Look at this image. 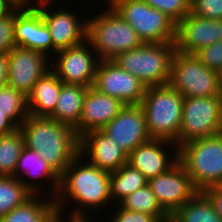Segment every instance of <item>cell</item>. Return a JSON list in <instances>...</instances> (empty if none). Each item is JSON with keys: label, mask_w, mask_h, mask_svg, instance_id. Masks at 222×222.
Wrapping results in <instances>:
<instances>
[{"label": "cell", "mask_w": 222, "mask_h": 222, "mask_svg": "<svg viewBox=\"0 0 222 222\" xmlns=\"http://www.w3.org/2000/svg\"><path fill=\"white\" fill-rule=\"evenodd\" d=\"M19 129L25 147L37 151L59 176L79 155V137L69 125L49 117L28 115Z\"/></svg>", "instance_id": "obj_2"}, {"label": "cell", "mask_w": 222, "mask_h": 222, "mask_svg": "<svg viewBox=\"0 0 222 222\" xmlns=\"http://www.w3.org/2000/svg\"><path fill=\"white\" fill-rule=\"evenodd\" d=\"M25 175L29 178L31 177L32 179L44 178L46 182L47 180L51 181L50 185H52L53 191L52 194L49 196H51V198H56L60 186V176L50 167V165L43 158H41V155L37 151L28 149L27 147H24L21 152V155L17 162V167L15 169L14 177L18 178L33 195H38L39 193H41L43 196V193L39 191V189H42L41 186H39L37 183H34V180H26ZM30 181H32L33 183H31Z\"/></svg>", "instance_id": "obj_21"}, {"label": "cell", "mask_w": 222, "mask_h": 222, "mask_svg": "<svg viewBox=\"0 0 222 222\" xmlns=\"http://www.w3.org/2000/svg\"><path fill=\"white\" fill-rule=\"evenodd\" d=\"M118 205L126 210L154 215L162 222H170V215L161 207L148 184L126 196Z\"/></svg>", "instance_id": "obj_27"}, {"label": "cell", "mask_w": 222, "mask_h": 222, "mask_svg": "<svg viewBox=\"0 0 222 222\" xmlns=\"http://www.w3.org/2000/svg\"><path fill=\"white\" fill-rule=\"evenodd\" d=\"M88 216H69L68 217V221L64 218H62V222H92L93 220H90L89 217L87 218Z\"/></svg>", "instance_id": "obj_40"}, {"label": "cell", "mask_w": 222, "mask_h": 222, "mask_svg": "<svg viewBox=\"0 0 222 222\" xmlns=\"http://www.w3.org/2000/svg\"><path fill=\"white\" fill-rule=\"evenodd\" d=\"M87 18L86 40L99 60H113L122 52L138 48L144 43L136 31L110 6Z\"/></svg>", "instance_id": "obj_4"}, {"label": "cell", "mask_w": 222, "mask_h": 222, "mask_svg": "<svg viewBox=\"0 0 222 222\" xmlns=\"http://www.w3.org/2000/svg\"><path fill=\"white\" fill-rule=\"evenodd\" d=\"M175 43H144L122 52L113 61L138 78L146 87L166 85L170 79Z\"/></svg>", "instance_id": "obj_6"}, {"label": "cell", "mask_w": 222, "mask_h": 222, "mask_svg": "<svg viewBox=\"0 0 222 222\" xmlns=\"http://www.w3.org/2000/svg\"><path fill=\"white\" fill-rule=\"evenodd\" d=\"M139 35L143 43L175 42L176 23L143 0H107Z\"/></svg>", "instance_id": "obj_7"}, {"label": "cell", "mask_w": 222, "mask_h": 222, "mask_svg": "<svg viewBox=\"0 0 222 222\" xmlns=\"http://www.w3.org/2000/svg\"><path fill=\"white\" fill-rule=\"evenodd\" d=\"M9 73V56L0 54V88L7 85Z\"/></svg>", "instance_id": "obj_37"}, {"label": "cell", "mask_w": 222, "mask_h": 222, "mask_svg": "<svg viewBox=\"0 0 222 222\" xmlns=\"http://www.w3.org/2000/svg\"><path fill=\"white\" fill-rule=\"evenodd\" d=\"M9 73L7 85L22 92L25 96L37 80L50 69V57L32 49L14 47L9 53Z\"/></svg>", "instance_id": "obj_16"}, {"label": "cell", "mask_w": 222, "mask_h": 222, "mask_svg": "<svg viewBox=\"0 0 222 222\" xmlns=\"http://www.w3.org/2000/svg\"><path fill=\"white\" fill-rule=\"evenodd\" d=\"M82 159L81 155H77L60 176L55 204L57 211L64 215L66 201L72 200L76 204V208L69 211V216L82 217L88 215L89 208L91 212L101 207L104 210V206H112L113 203L110 196V173Z\"/></svg>", "instance_id": "obj_1"}, {"label": "cell", "mask_w": 222, "mask_h": 222, "mask_svg": "<svg viewBox=\"0 0 222 222\" xmlns=\"http://www.w3.org/2000/svg\"><path fill=\"white\" fill-rule=\"evenodd\" d=\"M149 6L166 14L176 24L190 13V4L186 0H143Z\"/></svg>", "instance_id": "obj_31"}, {"label": "cell", "mask_w": 222, "mask_h": 222, "mask_svg": "<svg viewBox=\"0 0 222 222\" xmlns=\"http://www.w3.org/2000/svg\"><path fill=\"white\" fill-rule=\"evenodd\" d=\"M190 13L207 19L222 20V0H196Z\"/></svg>", "instance_id": "obj_34"}, {"label": "cell", "mask_w": 222, "mask_h": 222, "mask_svg": "<svg viewBox=\"0 0 222 222\" xmlns=\"http://www.w3.org/2000/svg\"><path fill=\"white\" fill-rule=\"evenodd\" d=\"M0 111L7 113V118L19 128L29 115L26 105V96L11 86L5 85L1 87Z\"/></svg>", "instance_id": "obj_30"}, {"label": "cell", "mask_w": 222, "mask_h": 222, "mask_svg": "<svg viewBox=\"0 0 222 222\" xmlns=\"http://www.w3.org/2000/svg\"><path fill=\"white\" fill-rule=\"evenodd\" d=\"M110 222H162L158 217L143 212H135L117 206Z\"/></svg>", "instance_id": "obj_35"}, {"label": "cell", "mask_w": 222, "mask_h": 222, "mask_svg": "<svg viewBox=\"0 0 222 222\" xmlns=\"http://www.w3.org/2000/svg\"><path fill=\"white\" fill-rule=\"evenodd\" d=\"M24 145L19 128L6 135H0V176H13Z\"/></svg>", "instance_id": "obj_29"}, {"label": "cell", "mask_w": 222, "mask_h": 222, "mask_svg": "<svg viewBox=\"0 0 222 222\" xmlns=\"http://www.w3.org/2000/svg\"><path fill=\"white\" fill-rule=\"evenodd\" d=\"M147 184L170 216L198 192L179 162L166 173L147 180Z\"/></svg>", "instance_id": "obj_13"}, {"label": "cell", "mask_w": 222, "mask_h": 222, "mask_svg": "<svg viewBox=\"0 0 222 222\" xmlns=\"http://www.w3.org/2000/svg\"><path fill=\"white\" fill-rule=\"evenodd\" d=\"M172 147L174 148L173 152L167 151L172 150ZM177 162V145L165 140L151 139L137 146L128 155V164L138 169L147 180L166 173Z\"/></svg>", "instance_id": "obj_19"}, {"label": "cell", "mask_w": 222, "mask_h": 222, "mask_svg": "<svg viewBox=\"0 0 222 222\" xmlns=\"http://www.w3.org/2000/svg\"><path fill=\"white\" fill-rule=\"evenodd\" d=\"M170 222H222V219L208 198L198 191L170 216Z\"/></svg>", "instance_id": "obj_25"}, {"label": "cell", "mask_w": 222, "mask_h": 222, "mask_svg": "<svg viewBox=\"0 0 222 222\" xmlns=\"http://www.w3.org/2000/svg\"><path fill=\"white\" fill-rule=\"evenodd\" d=\"M14 29L15 8L0 18V54H7L16 47Z\"/></svg>", "instance_id": "obj_32"}, {"label": "cell", "mask_w": 222, "mask_h": 222, "mask_svg": "<svg viewBox=\"0 0 222 222\" xmlns=\"http://www.w3.org/2000/svg\"><path fill=\"white\" fill-rule=\"evenodd\" d=\"M63 82L50 69L40 77L26 96L29 115L49 117L55 110Z\"/></svg>", "instance_id": "obj_22"}, {"label": "cell", "mask_w": 222, "mask_h": 222, "mask_svg": "<svg viewBox=\"0 0 222 222\" xmlns=\"http://www.w3.org/2000/svg\"><path fill=\"white\" fill-rule=\"evenodd\" d=\"M195 55L207 68L218 73L222 70V41L200 49Z\"/></svg>", "instance_id": "obj_33"}, {"label": "cell", "mask_w": 222, "mask_h": 222, "mask_svg": "<svg viewBox=\"0 0 222 222\" xmlns=\"http://www.w3.org/2000/svg\"><path fill=\"white\" fill-rule=\"evenodd\" d=\"M168 84L184 98L222 96L219 73L203 65L195 54L174 53Z\"/></svg>", "instance_id": "obj_8"}, {"label": "cell", "mask_w": 222, "mask_h": 222, "mask_svg": "<svg viewBox=\"0 0 222 222\" xmlns=\"http://www.w3.org/2000/svg\"><path fill=\"white\" fill-rule=\"evenodd\" d=\"M222 41V20L207 19L192 13L176 24V51L195 54L200 49Z\"/></svg>", "instance_id": "obj_15"}, {"label": "cell", "mask_w": 222, "mask_h": 222, "mask_svg": "<svg viewBox=\"0 0 222 222\" xmlns=\"http://www.w3.org/2000/svg\"><path fill=\"white\" fill-rule=\"evenodd\" d=\"M93 87L124 105H140L146 86L113 60H99Z\"/></svg>", "instance_id": "obj_12"}, {"label": "cell", "mask_w": 222, "mask_h": 222, "mask_svg": "<svg viewBox=\"0 0 222 222\" xmlns=\"http://www.w3.org/2000/svg\"><path fill=\"white\" fill-rule=\"evenodd\" d=\"M39 198L42 199L33 195L23 205L11 210L0 220L2 222H51L58 213L55 199L40 200Z\"/></svg>", "instance_id": "obj_24"}, {"label": "cell", "mask_w": 222, "mask_h": 222, "mask_svg": "<svg viewBox=\"0 0 222 222\" xmlns=\"http://www.w3.org/2000/svg\"><path fill=\"white\" fill-rule=\"evenodd\" d=\"M88 88L79 84L63 82L55 110L49 118L75 128L79 124Z\"/></svg>", "instance_id": "obj_23"}, {"label": "cell", "mask_w": 222, "mask_h": 222, "mask_svg": "<svg viewBox=\"0 0 222 222\" xmlns=\"http://www.w3.org/2000/svg\"><path fill=\"white\" fill-rule=\"evenodd\" d=\"M17 127L7 118V113L0 111V135L14 132Z\"/></svg>", "instance_id": "obj_38"}, {"label": "cell", "mask_w": 222, "mask_h": 222, "mask_svg": "<svg viewBox=\"0 0 222 222\" xmlns=\"http://www.w3.org/2000/svg\"><path fill=\"white\" fill-rule=\"evenodd\" d=\"M217 187L222 191V181L217 185Z\"/></svg>", "instance_id": "obj_44"}, {"label": "cell", "mask_w": 222, "mask_h": 222, "mask_svg": "<svg viewBox=\"0 0 222 222\" xmlns=\"http://www.w3.org/2000/svg\"><path fill=\"white\" fill-rule=\"evenodd\" d=\"M52 3V0H42L35 3L34 6L41 12L43 21L51 34L55 55L57 51L77 46L86 40L87 19L82 20L79 18L80 16L66 8L63 10L55 7L54 11L49 5Z\"/></svg>", "instance_id": "obj_11"}, {"label": "cell", "mask_w": 222, "mask_h": 222, "mask_svg": "<svg viewBox=\"0 0 222 222\" xmlns=\"http://www.w3.org/2000/svg\"><path fill=\"white\" fill-rule=\"evenodd\" d=\"M16 6L11 0H0V18L8 15Z\"/></svg>", "instance_id": "obj_39"}, {"label": "cell", "mask_w": 222, "mask_h": 222, "mask_svg": "<svg viewBox=\"0 0 222 222\" xmlns=\"http://www.w3.org/2000/svg\"><path fill=\"white\" fill-rule=\"evenodd\" d=\"M146 184L147 179L138 169L133 168L128 163L122 165L118 170L110 173L111 202L113 201V204L119 203L126 196L144 187Z\"/></svg>", "instance_id": "obj_26"}, {"label": "cell", "mask_w": 222, "mask_h": 222, "mask_svg": "<svg viewBox=\"0 0 222 222\" xmlns=\"http://www.w3.org/2000/svg\"><path fill=\"white\" fill-rule=\"evenodd\" d=\"M14 34L17 47L39 51L48 57L53 54L51 34L34 5L15 7Z\"/></svg>", "instance_id": "obj_17"}, {"label": "cell", "mask_w": 222, "mask_h": 222, "mask_svg": "<svg viewBox=\"0 0 222 222\" xmlns=\"http://www.w3.org/2000/svg\"><path fill=\"white\" fill-rule=\"evenodd\" d=\"M211 202L218 216L222 219V191L217 186H211L201 191Z\"/></svg>", "instance_id": "obj_36"}, {"label": "cell", "mask_w": 222, "mask_h": 222, "mask_svg": "<svg viewBox=\"0 0 222 222\" xmlns=\"http://www.w3.org/2000/svg\"><path fill=\"white\" fill-rule=\"evenodd\" d=\"M62 217H64V215L58 212L51 222H62Z\"/></svg>", "instance_id": "obj_42"}, {"label": "cell", "mask_w": 222, "mask_h": 222, "mask_svg": "<svg viewBox=\"0 0 222 222\" xmlns=\"http://www.w3.org/2000/svg\"><path fill=\"white\" fill-rule=\"evenodd\" d=\"M33 194L13 176H0V219L23 205Z\"/></svg>", "instance_id": "obj_28"}, {"label": "cell", "mask_w": 222, "mask_h": 222, "mask_svg": "<svg viewBox=\"0 0 222 222\" xmlns=\"http://www.w3.org/2000/svg\"><path fill=\"white\" fill-rule=\"evenodd\" d=\"M184 97L169 84L146 87L142 107L151 139L176 144L182 121Z\"/></svg>", "instance_id": "obj_3"}, {"label": "cell", "mask_w": 222, "mask_h": 222, "mask_svg": "<svg viewBox=\"0 0 222 222\" xmlns=\"http://www.w3.org/2000/svg\"><path fill=\"white\" fill-rule=\"evenodd\" d=\"M219 84H220V89L222 93V70L219 72Z\"/></svg>", "instance_id": "obj_43"}, {"label": "cell", "mask_w": 222, "mask_h": 222, "mask_svg": "<svg viewBox=\"0 0 222 222\" xmlns=\"http://www.w3.org/2000/svg\"><path fill=\"white\" fill-rule=\"evenodd\" d=\"M128 155L139 145L151 140L144 111L140 105H125L102 129Z\"/></svg>", "instance_id": "obj_14"}, {"label": "cell", "mask_w": 222, "mask_h": 222, "mask_svg": "<svg viewBox=\"0 0 222 222\" xmlns=\"http://www.w3.org/2000/svg\"><path fill=\"white\" fill-rule=\"evenodd\" d=\"M79 155L109 173L128 163V154L102 130H91L79 137Z\"/></svg>", "instance_id": "obj_18"}, {"label": "cell", "mask_w": 222, "mask_h": 222, "mask_svg": "<svg viewBox=\"0 0 222 222\" xmlns=\"http://www.w3.org/2000/svg\"><path fill=\"white\" fill-rule=\"evenodd\" d=\"M178 162L198 191L217 186L222 181V133L179 146Z\"/></svg>", "instance_id": "obj_5"}, {"label": "cell", "mask_w": 222, "mask_h": 222, "mask_svg": "<svg viewBox=\"0 0 222 222\" xmlns=\"http://www.w3.org/2000/svg\"><path fill=\"white\" fill-rule=\"evenodd\" d=\"M51 59L50 69L62 82L93 86L99 58L87 40L77 46L57 51Z\"/></svg>", "instance_id": "obj_10"}, {"label": "cell", "mask_w": 222, "mask_h": 222, "mask_svg": "<svg viewBox=\"0 0 222 222\" xmlns=\"http://www.w3.org/2000/svg\"><path fill=\"white\" fill-rule=\"evenodd\" d=\"M124 107L125 105L119 99L103 94L93 86L89 87L79 124L74 128L77 136L80 137L91 130H101Z\"/></svg>", "instance_id": "obj_20"}, {"label": "cell", "mask_w": 222, "mask_h": 222, "mask_svg": "<svg viewBox=\"0 0 222 222\" xmlns=\"http://www.w3.org/2000/svg\"><path fill=\"white\" fill-rule=\"evenodd\" d=\"M190 5L194 3L196 0H186Z\"/></svg>", "instance_id": "obj_45"}, {"label": "cell", "mask_w": 222, "mask_h": 222, "mask_svg": "<svg viewBox=\"0 0 222 222\" xmlns=\"http://www.w3.org/2000/svg\"><path fill=\"white\" fill-rule=\"evenodd\" d=\"M219 133H222V96L185 97L178 147Z\"/></svg>", "instance_id": "obj_9"}, {"label": "cell", "mask_w": 222, "mask_h": 222, "mask_svg": "<svg viewBox=\"0 0 222 222\" xmlns=\"http://www.w3.org/2000/svg\"><path fill=\"white\" fill-rule=\"evenodd\" d=\"M11 1L17 6H33L35 5L34 1L38 2L37 0H11Z\"/></svg>", "instance_id": "obj_41"}]
</instances>
